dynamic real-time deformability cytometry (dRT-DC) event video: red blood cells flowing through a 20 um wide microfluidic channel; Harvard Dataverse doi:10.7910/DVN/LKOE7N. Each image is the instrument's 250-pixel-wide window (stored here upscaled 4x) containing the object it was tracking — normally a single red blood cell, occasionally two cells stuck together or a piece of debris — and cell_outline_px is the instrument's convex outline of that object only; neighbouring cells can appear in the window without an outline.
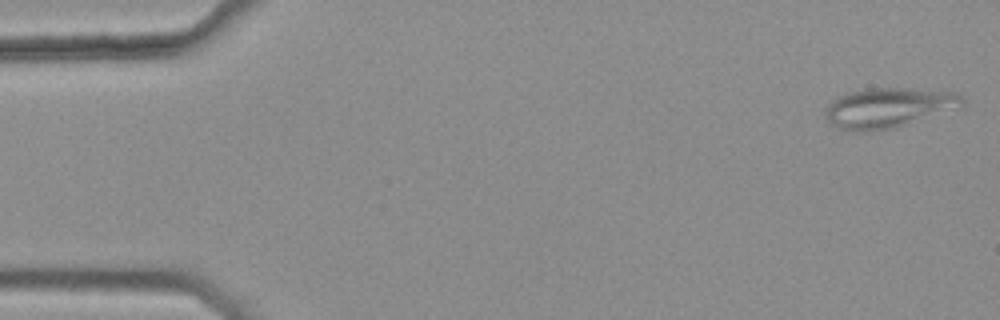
{"species": "common noctule bat (a hibernating species)", "species_latin": "Nyctalus noctula", "temperature_condition": "warm", "stored_images_in_passage": 46, "camera_frame_rate_fps": 3000, "um_per_image_px": 0.085, "animal": {"sex": "female", "body_mass_g": 25.1}, "frame": {"image": 1, "passage_image": 1, "time_ms": 0.0, "image_size_px": [1000, 320], "cell_outline_px": [[964, 108], [896, 128], [860, 132], [840, 128], [828, 124], [824, 116], [824, 112], [828, 104], [840, 96], [848, 92], [864, 88], [908, 88], [952, 92], [960, 96], [964, 100]], "centroid_in_image_um": [75.55, 9.17], "position_along_channel_um": 9.5, "area_um2": 32.48}}
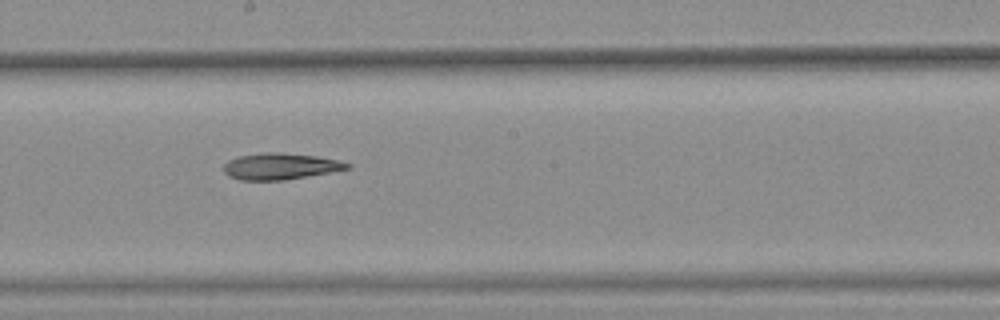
{"frame": {"image": 2, "passage_image": 28, "time_ms": 9.0, "image_size_px": [1000, 320], "cell_outline_px": [[352, 168], [284, 180], [240, 180], [228, 176], [224, 172], [224, 164], [228, 160], [240, 156], [260, 152], [276, 152], [316, 156], [340, 160], [352, 164]], "centroid_in_image_um": [23.83, 14.13], "position_along_channel_um": 224.4, "area_um2": 19.02}}
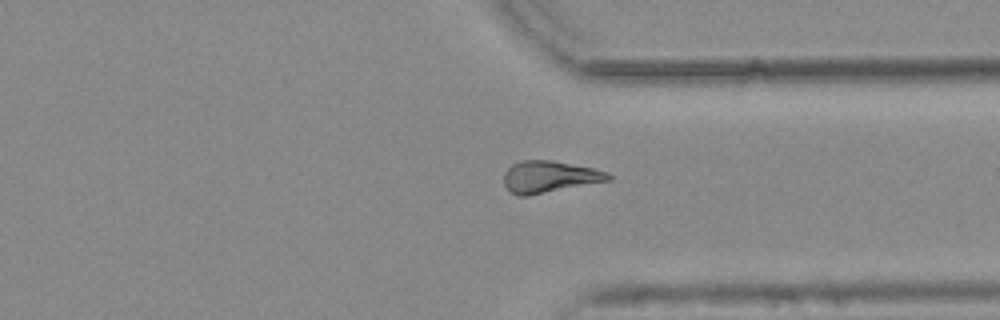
{"frame": {"image": 3, "passage_image": 39, "time_ms": 12.667, "image_size_px": [1000, 320], "cell_outline_px": [[612, 180], [528, 196], [516, 196], [508, 192], [504, 184], [504, 172], [512, 164], [520, 160], [552, 160], [592, 168], [608, 172], [612, 176]], "centroid_in_image_um": [46.67, 15.04], "position_along_channel_um": 364.7, "area_um2": 19.59}}